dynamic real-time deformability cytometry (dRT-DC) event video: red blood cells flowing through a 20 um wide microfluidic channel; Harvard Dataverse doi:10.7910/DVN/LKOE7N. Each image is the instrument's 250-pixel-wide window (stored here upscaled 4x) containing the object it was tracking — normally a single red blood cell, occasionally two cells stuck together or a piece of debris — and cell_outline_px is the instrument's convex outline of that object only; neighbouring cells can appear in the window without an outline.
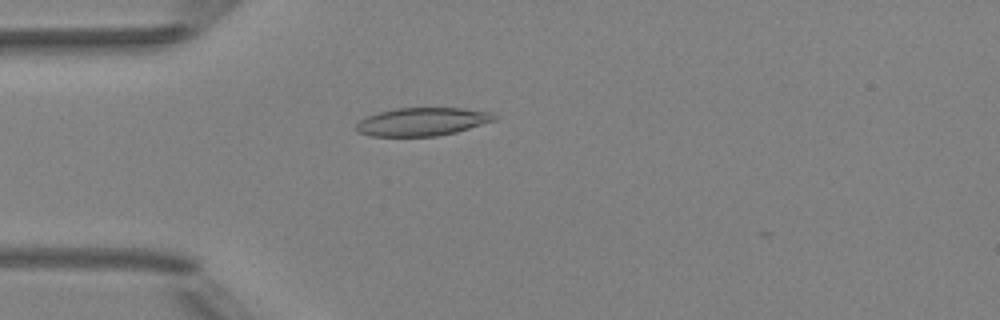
{"species": "Egyptian fruit bat (a non-hibernating species)", "species_latin": "Rousettus aegyptiacus", "temperature_condition": "room temperature", "stored_images_in_passage": 3, "camera_frame_rate_fps": 3000, "um_per_image_px": 0.085, "animal": {"sex": "female"}, "frame": {"image": 1, "passage_image": 3, "time_ms": 3.0, "image_size_px": [1000, 320], "cell_outline_px": [[496, 120], [456, 132], [436, 136], [372, 136], [360, 132], [356, 128], [356, 124], [364, 116], [396, 108], [460, 108], [492, 112], [496, 116]], "centroid_in_image_um": [35.89, 10.34], "position_along_channel_um": 49.1, "area_um2": 22.54}}